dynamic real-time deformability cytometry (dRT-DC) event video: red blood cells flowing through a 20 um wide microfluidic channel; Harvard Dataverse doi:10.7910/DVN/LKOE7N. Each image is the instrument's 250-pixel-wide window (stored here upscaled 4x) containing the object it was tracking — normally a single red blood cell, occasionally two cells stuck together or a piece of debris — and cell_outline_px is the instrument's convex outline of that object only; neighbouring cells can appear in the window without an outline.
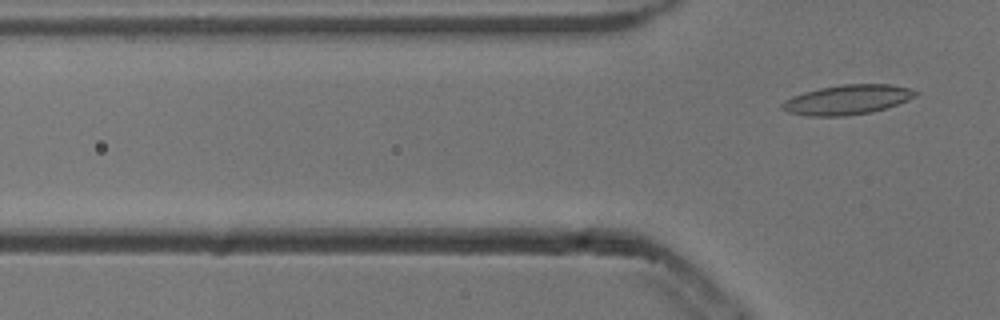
{"species": "common noctule bat (a hibernating species)", "species_latin": "Nyctalus noctula", "temperature_condition": "cold", "stored_images_in_passage": 6, "camera_frame_rate_fps": 3000, "um_per_image_px": 0.085, "animal": {"sex": "male", "body_mass_g": 13.3}, "frame": {"image": 1, "passage_image": 6, "time_ms": 1.667, "image_size_px": [1000, 320], "cell_outline_px": [[920, 92], [916, 96], [908, 100], [872, 112], [848, 116], [808, 116], [788, 112], [780, 108], [780, 104], [784, 100], [792, 96], [804, 92], [820, 88], [844, 84], [892, 84], [908, 88]], "centroid_in_image_um": [72.0, 8.48], "position_along_channel_um": 53.8, "area_um2": 23.12}}